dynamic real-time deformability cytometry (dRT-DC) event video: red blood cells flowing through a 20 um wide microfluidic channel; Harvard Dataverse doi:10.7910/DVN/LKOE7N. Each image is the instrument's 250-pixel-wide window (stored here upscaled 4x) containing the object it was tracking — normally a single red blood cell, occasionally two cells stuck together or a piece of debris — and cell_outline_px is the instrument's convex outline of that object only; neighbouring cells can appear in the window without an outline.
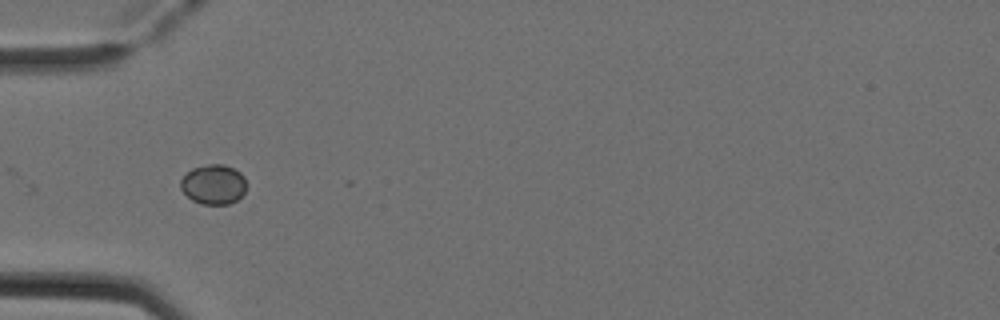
{"species": "Egyptian fruit bat (a non-hibernating species)", "species_latin": "Rousettus aegyptiacus", "temperature_condition": "cold", "stored_images_in_passage": 7, "segment_of_instrument_passage": [2, 2], "camera_frame_rate_fps": 3000, "um_per_image_px": 0.085, "animal": {"sex": "female"}, "frame": {"image": 1, "passage_image": 5, "time_ms": 1.333, "image_size_px": [1000, 320], "cell_outline_px": [[244, 192], [236, 200], [228, 204], [200, 204], [192, 200], [180, 188], [180, 180], [192, 168], [208, 164], [224, 164], [240, 172], [244, 176]], "centroid_in_image_um": [18.12, 15.67], "position_along_channel_um": 66.9, "area_um2": 15.09}}
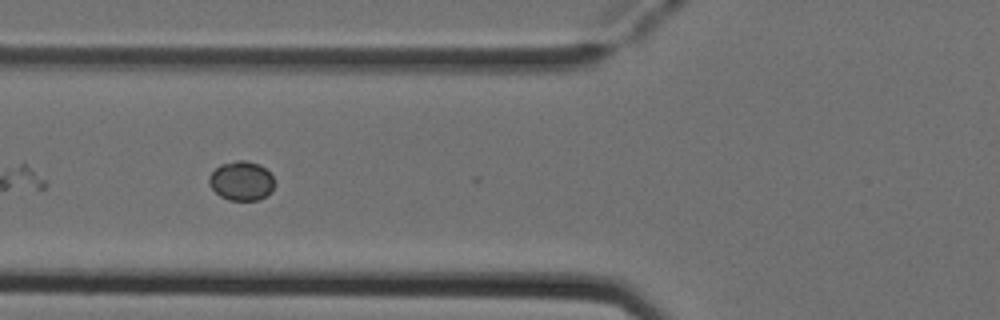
{"frame": {"image": 2, "passage_image": 6, "time_ms": 1.667, "image_size_px": [1000, 320], "cell_outline_px": [[276, 184], [272, 192], [260, 200], [228, 200], [220, 196], [208, 184], [208, 176], [220, 164], [236, 160], [244, 160], [260, 164], [272, 176]], "centroid_in_image_um": [20.53, 15.38], "position_along_channel_um": 105.3, "area_um2": 15.2}}
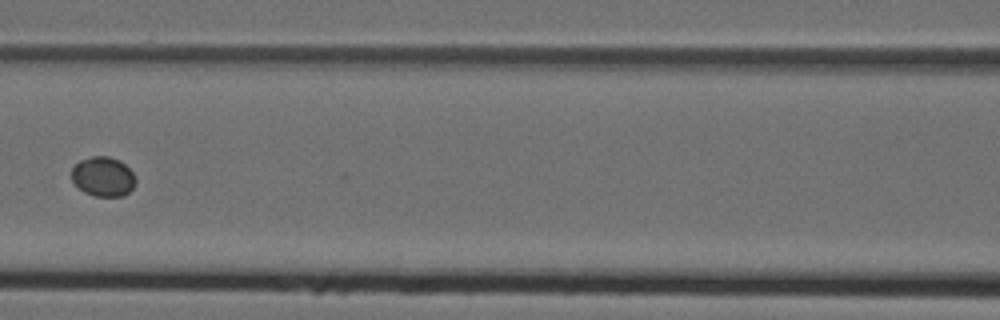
{"frame": {"image": 3, "passage_image": 7, "time_ms": 2.0, "image_size_px": [1000, 320], "cell_outline_px": [[136, 184], [124, 196], [96, 196], [84, 192], [72, 180], [72, 168], [80, 160], [92, 156], [108, 156], [120, 160], [132, 172], [136, 180]], "centroid_in_image_um": [8.78, 15.01], "position_along_channel_um": 157.8, "area_um2": 14.68}}